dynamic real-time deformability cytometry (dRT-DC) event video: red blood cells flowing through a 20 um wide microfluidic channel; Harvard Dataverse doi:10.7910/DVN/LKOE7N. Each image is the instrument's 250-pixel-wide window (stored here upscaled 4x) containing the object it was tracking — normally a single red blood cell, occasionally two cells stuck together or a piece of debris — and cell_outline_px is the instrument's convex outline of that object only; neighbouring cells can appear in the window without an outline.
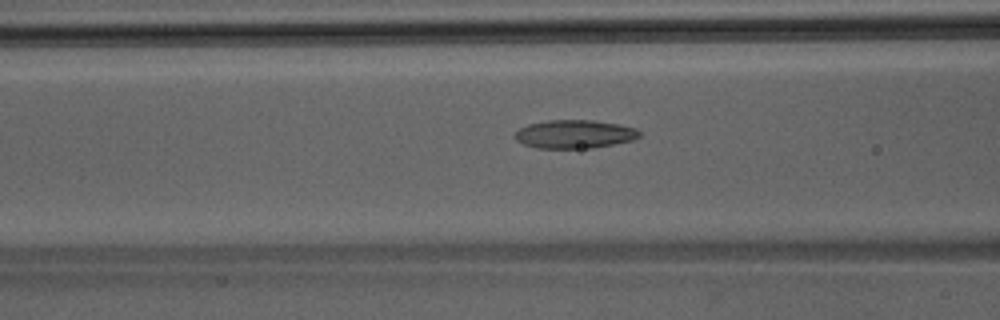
{"species": "Egyptian fruit bat (a non-hibernating species)", "species_latin": "Rousettus aegyptiacus", "temperature_condition": "room temperature", "stored_images_in_passage": 40, "camera_frame_rate_fps": 3000, "um_per_image_px": 0.085, "animal": {"sex": "male"}, "frame": {"image": 1, "passage_image": 12, "time_ms": 3.667, "image_size_px": [1000, 320], "cell_outline_px": [[640, 136], [632, 140], [592, 148], [536, 148], [524, 144], [516, 140], [512, 136], [520, 128], [528, 124], [548, 120], [592, 120], [620, 124], [636, 128], [640, 132]], "centroid_in_image_um": [48.82, 11.4], "position_along_channel_um": 117.8, "area_um2": 20.63}}
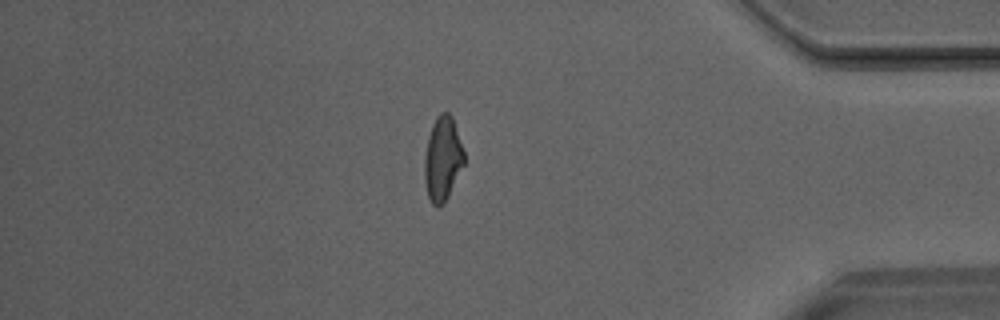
{"frame": {"image": 2, "passage_image": 33, "time_ms": 10.667, "image_size_px": [1000, 320], "cell_outline_px": [[464, 164], [444, 204], [436, 208], [432, 204], [428, 196], [424, 180], [424, 156], [428, 136], [432, 124], [436, 116], [440, 112], [448, 112], [452, 116], [464, 152]], "centroid_in_image_um": [37.6, 13.5], "position_along_channel_um": 397.6, "area_um2": 19.54}}
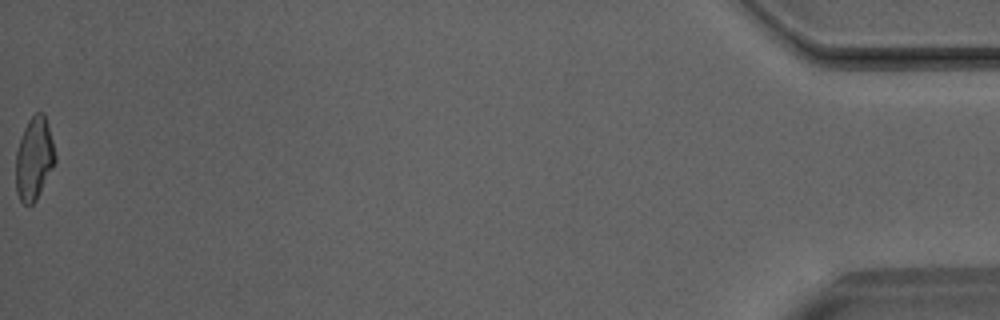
{"frame": {"image": 3, "passage_image": 40, "time_ms": 13.0, "image_size_px": [1000, 320], "cell_outline_px": [[56, 160], [36, 200], [32, 204], [24, 204], [20, 200], [16, 192], [16, 152], [24, 128], [28, 120], [36, 112], [44, 112], [48, 124], [56, 156]], "centroid_in_image_um": [2.89, 13.47], "position_along_channel_um": 432.3, "area_um2": 18.79}}